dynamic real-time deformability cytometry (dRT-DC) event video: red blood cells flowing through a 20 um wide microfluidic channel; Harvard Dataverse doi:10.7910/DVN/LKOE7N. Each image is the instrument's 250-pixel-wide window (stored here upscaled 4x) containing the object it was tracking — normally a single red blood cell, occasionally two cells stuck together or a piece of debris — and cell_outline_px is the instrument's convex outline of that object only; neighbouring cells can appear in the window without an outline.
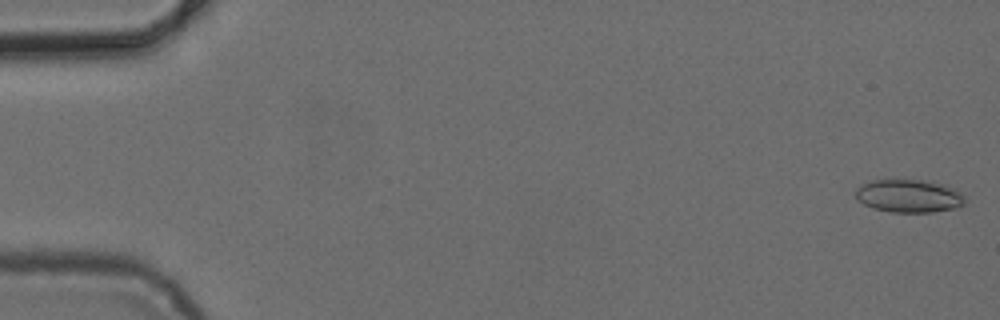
{"species": "common noctule bat (a hibernating species)", "species_latin": "Nyctalus noctula", "temperature_condition": "cold", "stored_images_in_passage": 6, "camera_frame_rate_fps": 3000, "um_per_image_px": 0.085, "animal": {"sex": "female", "body_mass_g": 24.6, "forearm_length_mm": 56.2}, "frame": {"image": 1, "passage_image": 1, "time_ms": 0.0, "image_size_px": [1000, 320], "cell_outline_px": [[964, 204], [956, 208], [932, 212], [892, 212], [872, 208], [864, 204], [856, 196], [856, 188], [872, 180], [904, 176], [924, 180], [956, 188], [964, 196]], "centroid_in_image_um": [77.25, 16.61], "position_along_channel_um": 7.7, "area_um2": 21.62}}
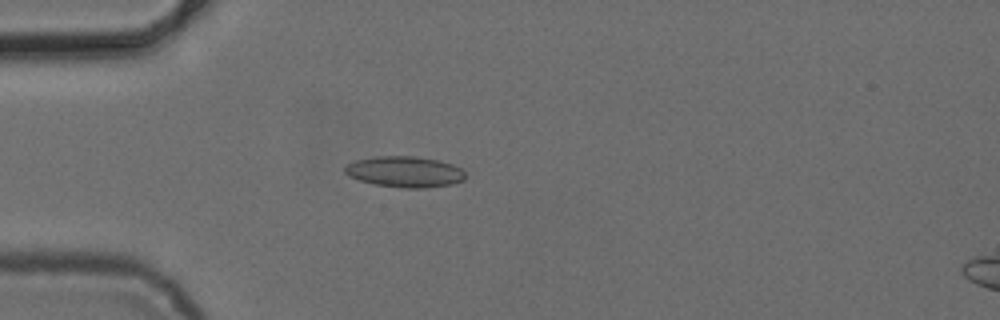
{"frame": {"image": 2, "passage_image": 5, "time_ms": 4.667, "image_size_px": [1000, 320], "cell_outline_px": [[464, 180], [452, 184], [424, 188], [400, 188], [376, 184], [360, 180], [348, 176], [344, 172], [344, 168], [348, 164], [356, 160], [376, 156], [416, 156], [436, 160], [452, 164], [460, 168], [464, 172]], "centroid_in_image_um": [34.39, 14.6], "position_along_channel_um": 50.6, "area_um2": 21.62}}